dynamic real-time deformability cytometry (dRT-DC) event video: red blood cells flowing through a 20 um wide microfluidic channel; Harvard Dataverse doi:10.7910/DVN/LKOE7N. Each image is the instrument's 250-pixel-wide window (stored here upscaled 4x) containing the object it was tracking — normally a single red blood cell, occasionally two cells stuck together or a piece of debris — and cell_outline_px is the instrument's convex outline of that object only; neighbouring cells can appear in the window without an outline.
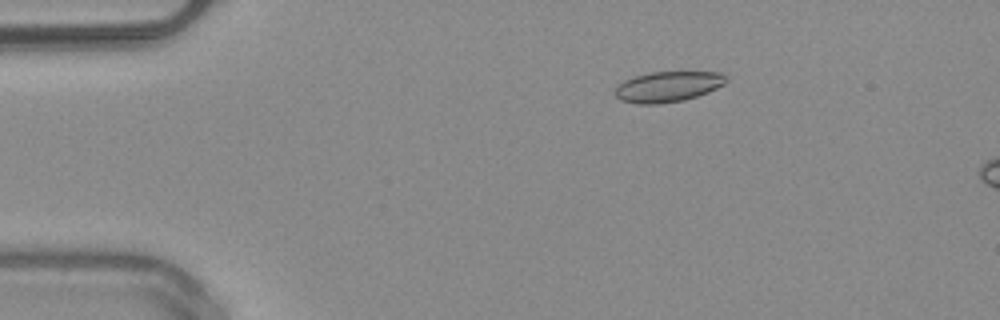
{"species": "common noctule bat (a hibernating species)", "species_latin": "Nyctalus noctula", "temperature_condition": "warm", "stored_images_in_passage": 15, "camera_frame_rate_fps": 3000, "um_per_image_px": 0.085, "animal": {"sex": "male", "body_mass_g": 20.4}, "frame": {"image": 1, "passage_image": 9, "time_ms": 2.667, "image_size_px": [1000, 320], "cell_outline_px": [[728, 80], [724, 84], [708, 92], [684, 100], [660, 104], [636, 104], [620, 100], [612, 92], [624, 80], [636, 76], [652, 72], [720, 72], [728, 76]], "centroid_in_image_um": [56.77, 7.37], "position_along_channel_um": 28.2, "area_um2": 19.83}}